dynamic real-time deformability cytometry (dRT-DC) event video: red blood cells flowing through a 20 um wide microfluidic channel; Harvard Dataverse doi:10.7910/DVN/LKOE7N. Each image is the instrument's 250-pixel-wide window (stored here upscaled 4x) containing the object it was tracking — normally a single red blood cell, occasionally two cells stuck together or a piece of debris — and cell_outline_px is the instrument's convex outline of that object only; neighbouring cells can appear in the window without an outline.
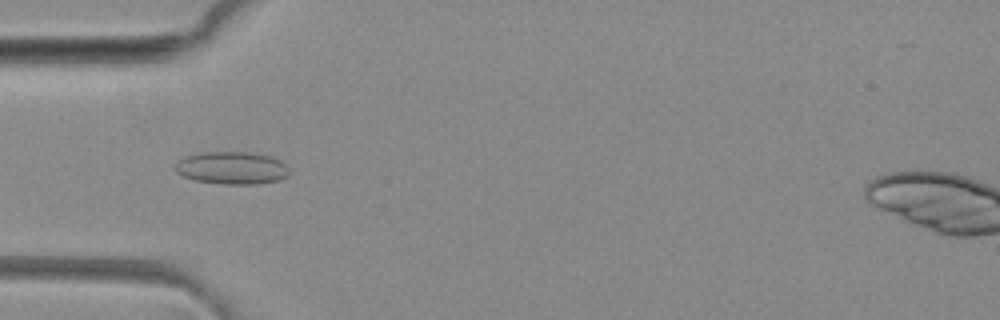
{"species": "common noctule bat (a hibernating species)", "species_latin": "Nyctalus noctula", "temperature_condition": "room temperature", "stored_images_in_passage": 45, "camera_frame_rate_fps": 3000, "um_per_image_px": 0.085, "animal": {"sex": "female", "body_mass_g": 29.2, "forearm_length_mm": 56.3}, "frame": {"image": 1, "passage_image": 11, "time_ms": 3.333, "image_size_px": [1000, 320], "cell_outline_px": [[288, 176], [280, 180], [256, 184], [224, 184], [196, 180], [184, 176], [176, 172], [176, 164], [180, 160], [188, 156], [200, 152], [252, 152], [272, 156], [280, 160], [288, 168]], "centroid_in_image_um": [19.76, 14.27], "position_along_channel_um": 65.2, "area_um2": 21.56}}
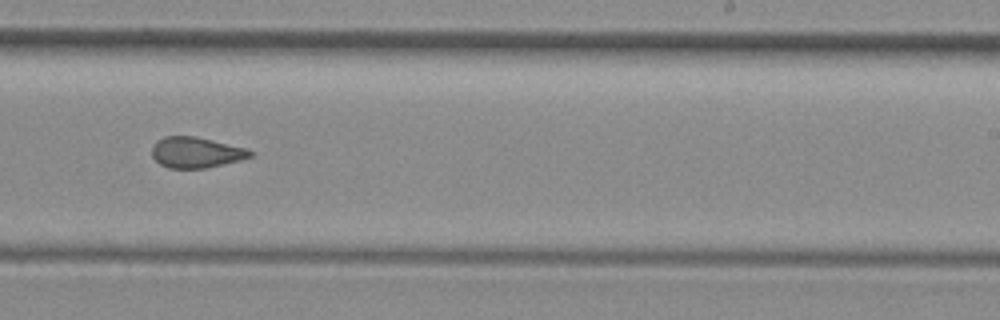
{"frame": {"image": 2, "passage_image": 26, "time_ms": 8.333, "image_size_px": [1000, 320], "cell_outline_px": [[252, 156], [240, 160], [204, 168], [168, 168], [160, 164], [152, 156], [152, 148], [156, 140], [164, 136], [192, 136], [212, 140], [244, 148], [252, 152]], "centroid_in_image_um": [16.61, 12.95], "position_along_channel_um": 272.4, "area_um2": 17.34}}
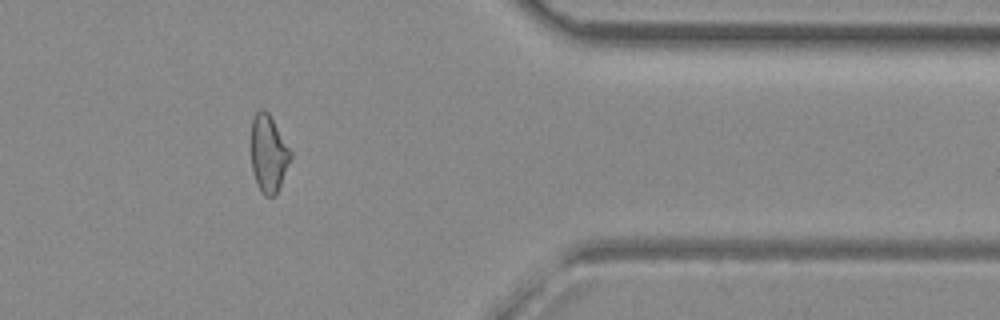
{"frame": {"image": 3, "passage_image": 36, "time_ms": 11.667, "image_size_px": [1000, 320], "cell_outline_px": [[292, 156], [280, 184], [276, 192], [272, 196], [264, 196], [252, 172], [252, 120], [256, 112], [260, 108], [264, 108], [268, 112], [292, 152]], "centroid_in_image_um": [22.82, 13.02], "position_along_channel_um": 388.6, "area_um2": 17.34}, "authors_computed_cell_mechanics": {"area_um2": 18.3804, "velocity_mm_per_s": 4.1451, "shape_relaxation_time_tau1_ms": null, "shape_relaxation_time_tau2_ms": 1.7061, "deformation_change_tau1": null, "deformation_change_tau2": 0.0851}}